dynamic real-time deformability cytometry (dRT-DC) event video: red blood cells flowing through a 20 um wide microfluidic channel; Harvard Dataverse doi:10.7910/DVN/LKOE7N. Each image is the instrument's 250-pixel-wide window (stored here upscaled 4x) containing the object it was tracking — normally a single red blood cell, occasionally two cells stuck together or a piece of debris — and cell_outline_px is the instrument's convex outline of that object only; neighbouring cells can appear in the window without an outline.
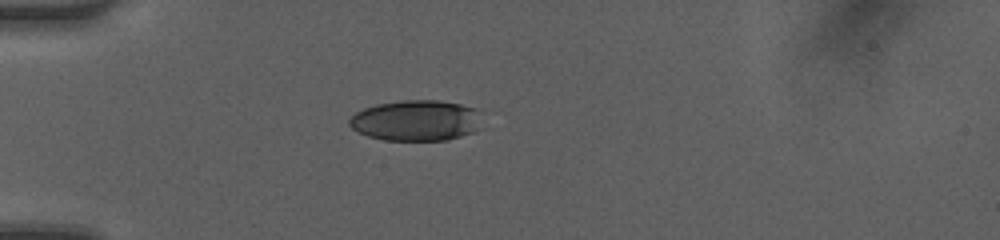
{"species": "human", "species_latin": "Homo sapiens", "temperature_condition": "room temperature", "stored_images_in_passage": 36, "camera_frame_rate_fps": 3000, "um_per_image_px": 0.085, "donor": {"sex": "female"}, "frame": {"image": 1, "passage_image": 1, "time_ms": 0.0, "image_size_px": [1000, 240], "cell_outline_px": [[480, 128], [472, 132], [460, 136], [444, 140], [384, 140], [368, 136], [352, 128], [348, 124], [348, 120], [356, 112], [364, 108], [376, 104], [400, 100], [440, 100], [460, 104], [476, 108]], "centroid_in_image_um": [35.33, 10.23], "position_along_channel_um": 49.7, "area_um2": 31.39}}
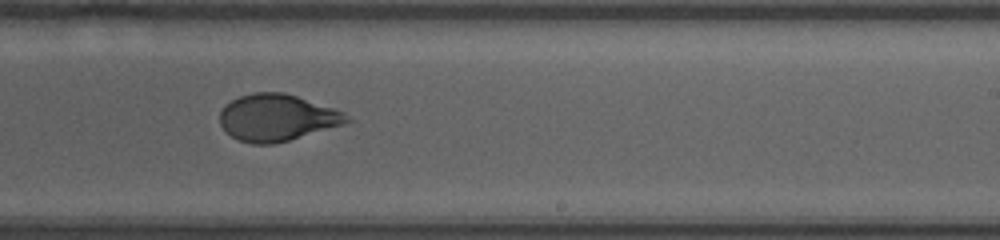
{"frame": {"image": 2, "passage_image": 18, "time_ms": 5.667, "image_size_px": [1000, 240], "cell_outline_px": [[352, 120], [344, 124], [288, 140], [272, 144], [252, 144], [240, 140], [232, 136], [220, 124], [220, 112], [224, 104], [240, 96], [256, 92], [284, 92], [344, 112]], "centroid_in_image_um": [23.52, 9.99], "position_along_channel_um": 265.5, "area_um2": 34.16}}
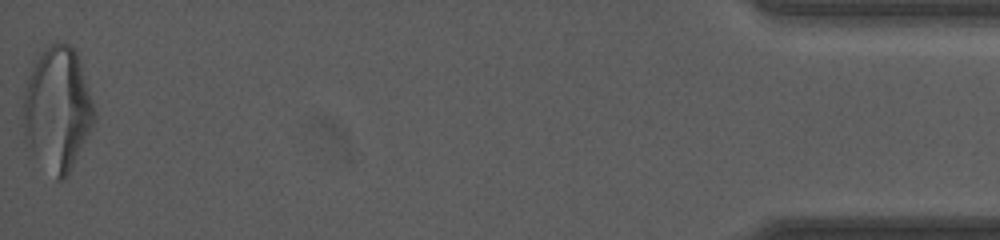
{"frame": {"image": 3, "passage_image": 36, "time_ms": 11.667, "image_size_px": [1000, 240], "cell_outline_px": [[96, 120], [68, 176], [64, 180], [56, 180], [28, 156], [24, 140], [24, 92], [28, 76], [40, 52], [56, 40], [60, 40], [68, 44], [76, 52], [96, 112]], "centroid_in_image_um": [4.85, 9.37], "position_along_channel_um": 430.3, "area_um2": 52.25}, "authors_computed_cell_mechanics": {"area_um2": 34.8534, "velocity_mm_per_s": 4.1896, "shape_relaxation_time_tau1_ms": 3.7741, "shape_relaxation_time_tau2_ms": 0.7434, "deformation_change_tau1": 0.1666, "deformation_change_tau2": 0.0622}}